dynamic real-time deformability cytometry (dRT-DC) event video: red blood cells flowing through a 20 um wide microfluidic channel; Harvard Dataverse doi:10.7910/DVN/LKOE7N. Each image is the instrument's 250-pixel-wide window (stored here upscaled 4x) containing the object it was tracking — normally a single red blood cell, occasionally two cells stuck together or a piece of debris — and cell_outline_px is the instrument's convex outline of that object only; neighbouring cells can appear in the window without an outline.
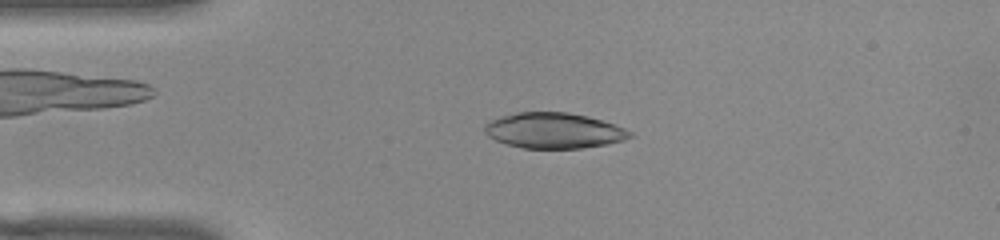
{"species": "common noctule bat (a hibernating species)", "species_latin": "Nyctalus noctula", "temperature_condition": "warm", "stored_images_in_passage": 51, "camera_frame_rate_fps": 3000, "um_per_image_px": 0.085, "animal": {"sex": "female", "body_mass_g": 22.0, "forearm_length_mm": 56.7}, "frame": {"image": 1, "passage_image": 10, "time_ms": 3.0, "image_size_px": [1000, 240], "cell_outline_px": [[632, 136], [624, 140], [584, 148], [524, 148], [508, 144], [496, 140], [488, 136], [484, 132], [484, 124], [488, 120], [500, 116], [516, 112], [568, 112], [588, 116], [624, 128], [632, 132]], "centroid_in_image_um": [47.03, 11.09], "position_along_channel_um": 38.0, "area_um2": 30.06}}
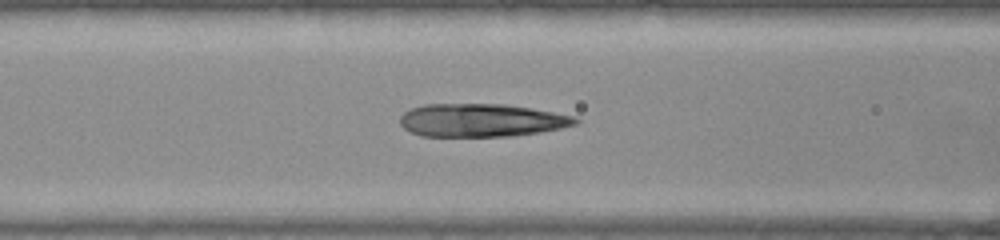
{"frame": {"image": 2, "passage_image": 19, "time_ms": 6.0, "image_size_px": [1000, 240], "cell_outline_px": [[580, 120], [576, 124], [560, 128], [540, 132], [512, 136], [420, 136], [404, 128], [400, 124], [400, 116], [404, 112], [412, 108], [424, 104], [504, 104], [532, 108], [572, 116]], "centroid_in_image_um": [40.89, 10.22], "position_along_channel_um": 125.7, "area_um2": 33.7}}
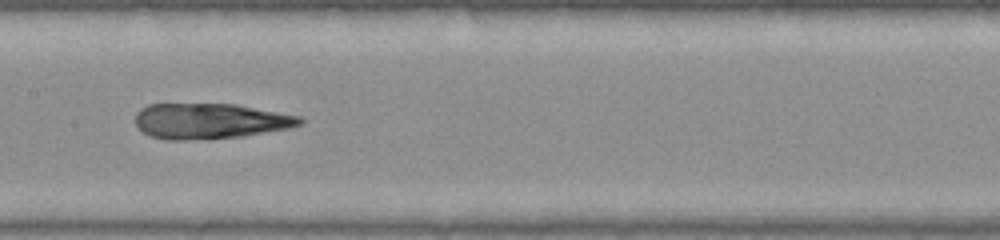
{"frame": {"image": 3, "passage_image": 24, "time_ms": 7.667, "image_size_px": [1000, 240], "cell_outline_px": [[304, 124], [292, 128], [244, 136], [184, 140], [164, 140], [152, 136], [144, 132], [136, 124], [136, 112], [140, 108], [148, 104], [236, 104], [300, 116], [304, 120]], "centroid_in_image_um": [17.89, 10.29], "position_along_channel_um": 189.5, "area_um2": 34.16}}